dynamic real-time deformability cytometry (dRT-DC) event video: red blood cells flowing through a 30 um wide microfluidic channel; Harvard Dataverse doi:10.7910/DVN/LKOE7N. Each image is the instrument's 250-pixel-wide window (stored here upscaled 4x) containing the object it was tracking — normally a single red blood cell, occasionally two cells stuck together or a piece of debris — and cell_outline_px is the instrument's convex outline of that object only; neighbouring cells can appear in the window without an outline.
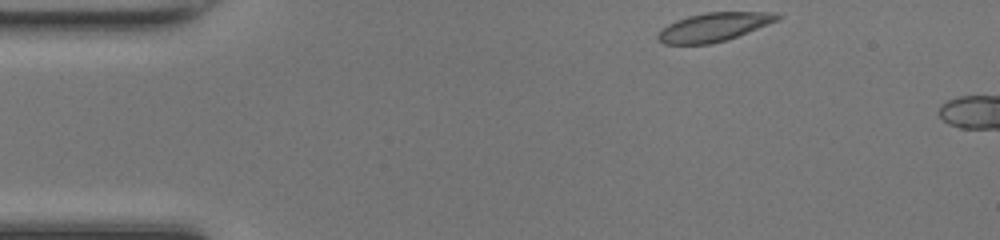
{"species": "common noctule bat (a hibernating species)", "species_latin": "Nyctalus noctula", "temperature_condition": "room temperature", "stored_images_in_passage": 6, "camera_frame_rate_fps": 3000, "um_per_image_px": 0.085, "animal": {"sex": "female", "body_mass_g": 17.0, "forearm_length_mm": 48.0}, "frame": {"image": 1, "passage_image": 1, "time_ms": 0.0, "image_size_px": [1000, 240], "cell_outline_px": [[784, 16], [780, 20], [736, 36], [724, 40], [708, 44], [664, 44], [656, 36], [668, 24], [676, 20], [688, 16], [704, 12], [776, 12]], "centroid_in_image_um": [60.72, 2.28], "position_along_channel_um": 24.3, "area_um2": 19.77}}